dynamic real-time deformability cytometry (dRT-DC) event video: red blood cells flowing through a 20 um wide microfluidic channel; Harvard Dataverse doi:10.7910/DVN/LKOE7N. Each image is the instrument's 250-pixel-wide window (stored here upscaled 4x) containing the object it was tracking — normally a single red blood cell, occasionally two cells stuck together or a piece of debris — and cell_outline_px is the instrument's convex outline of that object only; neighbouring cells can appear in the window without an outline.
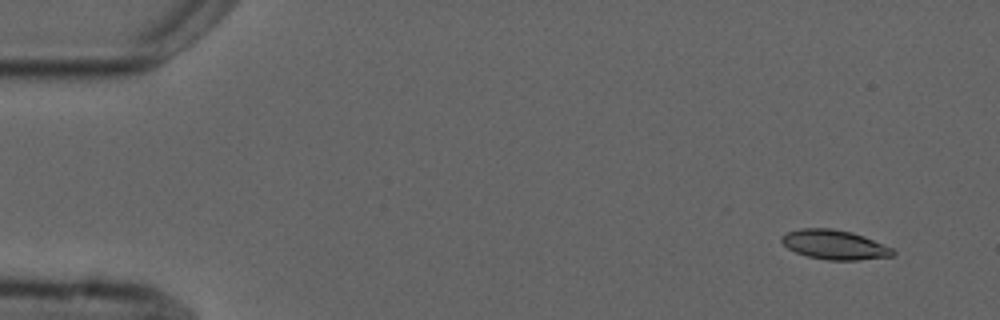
{"species": "common noctule bat (a hibernating species)", "species_latin": "Nyctalus noctula", "temperature_condition": "cold", "stored_images_in_passage": 4, "camera_frame_rate_fps": 3000, "um_per_image_px": 0.085, "animal": {"sex": "male", "forearm_length_mm": 52.5}, "frame": {"image": 1, "passage_image": 1, "time_ms": 0.0, "image_size_px": [1000, 320], "cell_outline_px": [[896, 252], [892, 256], [856, 260], [828, 260], [808, 256], [796, 252], [788, 248], [780, 240], [780, 236], [788, 232], [800, 228], [832, 228], [852, 232], [864, 236], [892, 248]], "centroid_in_image_um": [70.92, 20.79], "position_along_channel_um": 14.1, "area_um2": 19.02}}